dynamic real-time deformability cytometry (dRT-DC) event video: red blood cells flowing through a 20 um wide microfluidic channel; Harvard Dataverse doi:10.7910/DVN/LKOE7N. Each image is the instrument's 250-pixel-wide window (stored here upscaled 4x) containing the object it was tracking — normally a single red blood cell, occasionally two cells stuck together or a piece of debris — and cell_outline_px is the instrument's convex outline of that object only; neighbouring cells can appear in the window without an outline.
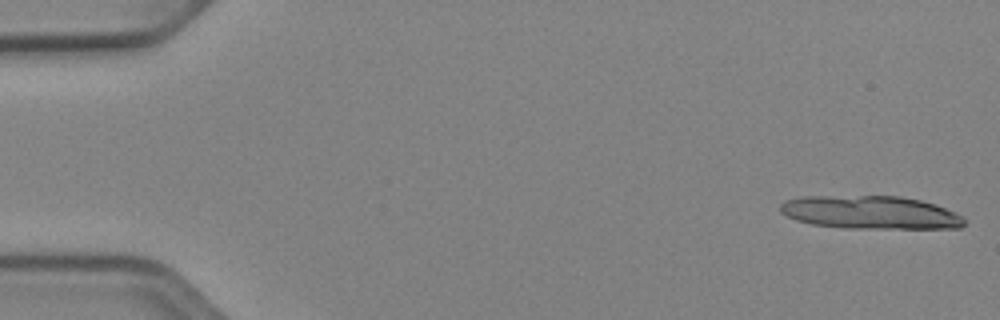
{"species": "Egyptian fruit bat (a non-hibernating species)", "species_latin": "Rousettus aegyptiacus", "temperature_condition": "cold", "stored_images_in_passage": 13, "camera_frame_rate_fps": 3000, "um_per_image_px": 0.085, "animal": {"sex": "female"}, "frame": {"image": 1, "passage_image": 1, "time_ms": 0.0, "image_size_px": [1000, 320], "cell_outline_px": [[968, 220], [960, 228], [844, 228], [812, 224], [796, 220], [780, 212], [780, 204], [784, 200], [800, 196], [900, 196], [920, 200], [936, 204], [956, 212], [964, 216]], "centroid_in_image_um": [74.01, 18.05], "position_along_channel_um": 11.0, "area_um2": 35.89}}